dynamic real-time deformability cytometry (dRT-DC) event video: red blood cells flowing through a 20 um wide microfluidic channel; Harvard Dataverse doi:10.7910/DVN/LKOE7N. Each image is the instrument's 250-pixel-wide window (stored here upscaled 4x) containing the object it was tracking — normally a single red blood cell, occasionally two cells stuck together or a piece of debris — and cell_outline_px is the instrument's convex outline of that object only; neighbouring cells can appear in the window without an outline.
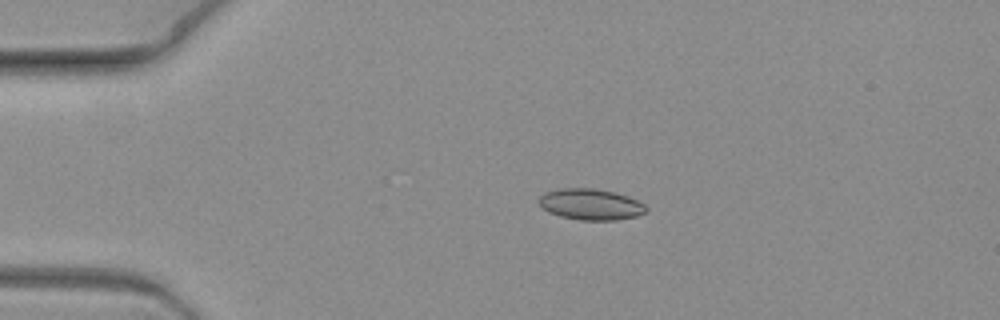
{"species": "common noctule bat (a hibernating species)", "species_latin": "Nyctalus noctula", "temperature_condition": "warm", "stored_images_in_passage": 7, "camera_frame_rate_fps": 3000, "um_per_image_px": 0.085, "animal": {"sex": "female", "body_mass_g": 19.3, "forearm_length_mm": 54.1}, "frame": {"image": 1, "passage_image": 4, "time_ms": 1.0, "image_size_px": [1000, 320], "cell_outline_px": [[648, 208], [644, 212], [636, 216], [616, 220], [580, 220], [560, 216], [548, 212], [540, 204], [540, 196], [544, 192], [564, 188], [592, 188], [612, 192], [628, 196], [644, 204]], "centroid_in_image_um": [50.21, 17.37], "position_along_channel_um": 34.8, "area_um2": 19.19}}